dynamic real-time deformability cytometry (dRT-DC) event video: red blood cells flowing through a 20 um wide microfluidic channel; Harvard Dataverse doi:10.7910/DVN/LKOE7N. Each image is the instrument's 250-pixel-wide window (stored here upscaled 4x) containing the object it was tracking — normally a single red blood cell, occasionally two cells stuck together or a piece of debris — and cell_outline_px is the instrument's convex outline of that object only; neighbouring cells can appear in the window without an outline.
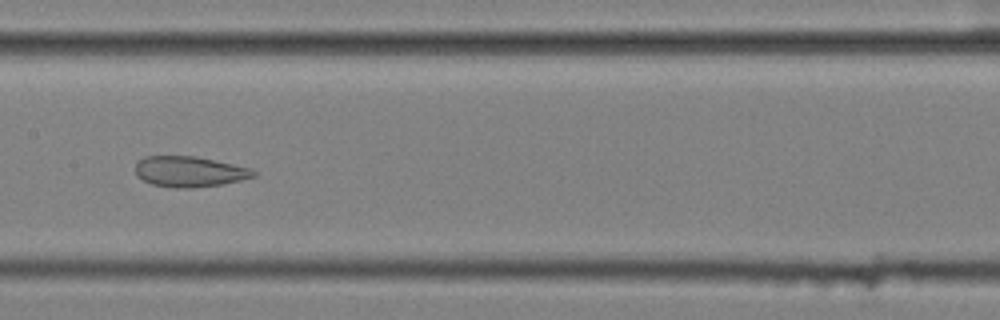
{"species": "common noctule bat (a hibernating species)", "species_latin": "Nyctalus noctula", "temperature_condition": "cold", "stored_images_in_passage": 9, "camera_frame_rate_fps": 3000, "um_per_image_px": 0.085, "animal": {"sex": "female", "body_mass_g": 25.1}, "frame": {"image": 1, "passage_image": 8, "time_ms": 2.333, "image_size_px": [1000, 320], "cell_outline_px": [[256, 176], [240, 180], [220, 184], [192, 188], [168, 188], [152, 184], [136, 176], [136, 164], [144, 156], [196, 156], [252, 168], [256, 172]], "centroid_in_image_um": [16.1, 14.59], "position_along_channel_um": 191.3, "area_um2": 21.1}}
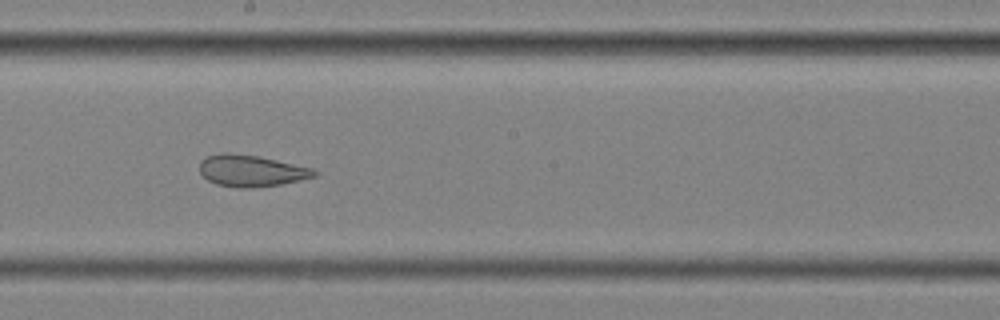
{"frame": {"image": 2, "passage_image": 9, "time_ms": 2.667, "image_size_px": [1000, 320], "cell_outline_px": [[320, 172], [316, 176], [300, 180], [280, 184], [252, 188], [236, 188], [216, 184], [208, 180], [200, 172], [200, 160], [208, 156], [224, 152], [260, 156], [312, 168]], "centroid_in_image_um": [21.36, 14.52], "position_along_channel_um": 226.8, "area_um2": 21.15}}